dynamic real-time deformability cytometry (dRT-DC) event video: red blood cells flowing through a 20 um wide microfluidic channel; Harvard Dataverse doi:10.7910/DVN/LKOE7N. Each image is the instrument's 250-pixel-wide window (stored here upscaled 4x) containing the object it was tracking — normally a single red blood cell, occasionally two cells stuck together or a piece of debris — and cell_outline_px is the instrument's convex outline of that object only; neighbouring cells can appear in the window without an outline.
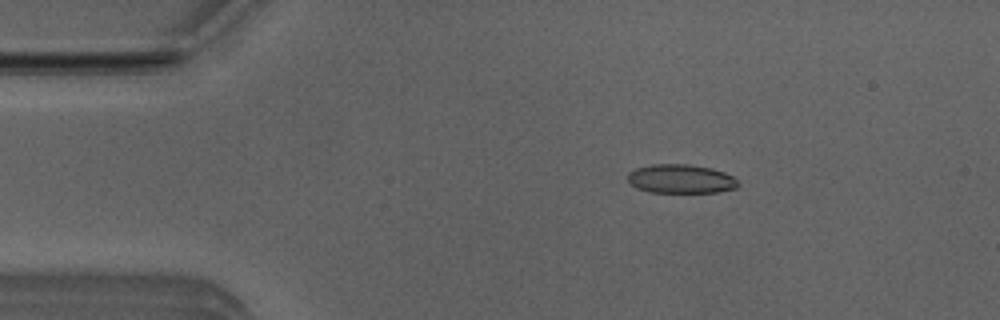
{"species": "Egyptian fruit bat (a non-hibernating species)", "species_latin": "Rousettus aegyptiacus", "temperature_condition": "room temperature", "stored_images_in_passage": 4, "camera_frame_rate_fps": 3000, "um_per_image_px": 0.085, "animal": {"sex": "male"}, "frame": {"image": 1, "passage_image": 1, "time_ms": 0.0, "image_size_px": [1000, 320], "cell_outline_px": [[740, 184], [736, 188], [716, 192], [648, 192], [636, 188], [628, 180], [628, 172], [636, 168], [652, 164], [688, 164], [712, 168], [724, 172], [732, 176]], "centroid_in_image_um": [57.86, 15.2], "position_along_channel_um": 27.1, "area_um2": 18.61}}